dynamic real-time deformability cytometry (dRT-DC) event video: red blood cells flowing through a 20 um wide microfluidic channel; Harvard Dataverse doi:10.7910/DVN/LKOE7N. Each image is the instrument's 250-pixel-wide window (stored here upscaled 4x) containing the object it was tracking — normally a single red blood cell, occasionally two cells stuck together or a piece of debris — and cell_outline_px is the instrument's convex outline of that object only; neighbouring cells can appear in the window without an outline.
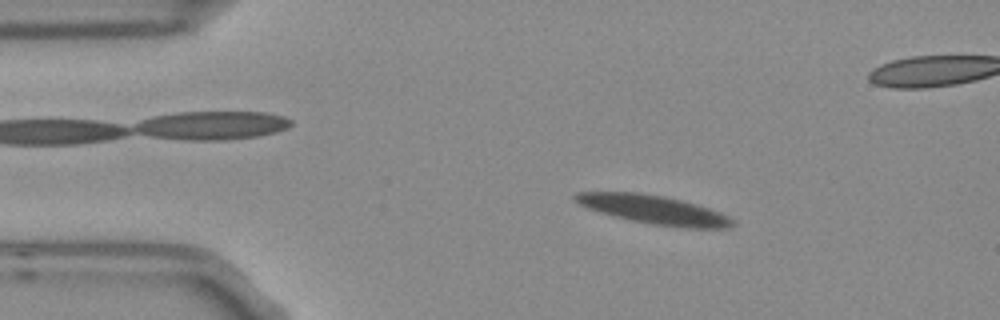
{"species": "Egyptian fruit bat (a non-hibernating species)", "species_latin": "Rousettus aegyptiacus", "temperature_condition": "room temperature", "stored_images_in_passage": 6, "camera_frame_rate_fps": 3000, "um_per_image_px": 0.085, "frame": {"image": 1, "passage_image": 2, "time_ms": 0.333, "image_size_px": [1000, 320], "cell_outline_px": [[736, 224], [728, 228], [688, 228], [652, 224], [632, 220], [616, 216], [588, 208], [580, 204], [572, 196], [576, 192], [640, 192], [664, 196], [696, 204], [720, 212], [728, 216]], "centroid_in_image_um": [55.6, 17.81], "position_along_channel_um": 29.4, "area_um2": 25.95}}
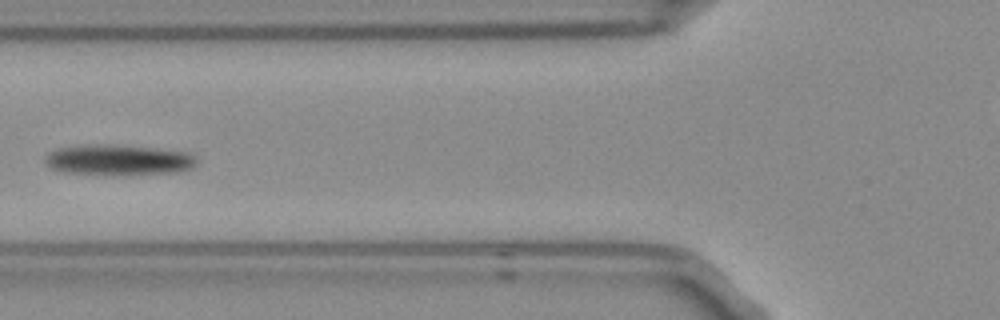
{"frame": {"image": 2, "passage_image": 5, "time_ms": 1.333, "image_size_px": [1000, 320], "cell_outline_px": [[196, 164], [192, 168], [176, 172], [124, 176], [104, 176], [60, 172], [52, 168], [44, 160], [48, 152], [56, 148], [104, 144], [116, 144], [188, 152], [196, 160]], "centroid_in_image_um": [10.04, 13.63], "position_along_channel_um": 115.8, "area_um2": 27.57}}